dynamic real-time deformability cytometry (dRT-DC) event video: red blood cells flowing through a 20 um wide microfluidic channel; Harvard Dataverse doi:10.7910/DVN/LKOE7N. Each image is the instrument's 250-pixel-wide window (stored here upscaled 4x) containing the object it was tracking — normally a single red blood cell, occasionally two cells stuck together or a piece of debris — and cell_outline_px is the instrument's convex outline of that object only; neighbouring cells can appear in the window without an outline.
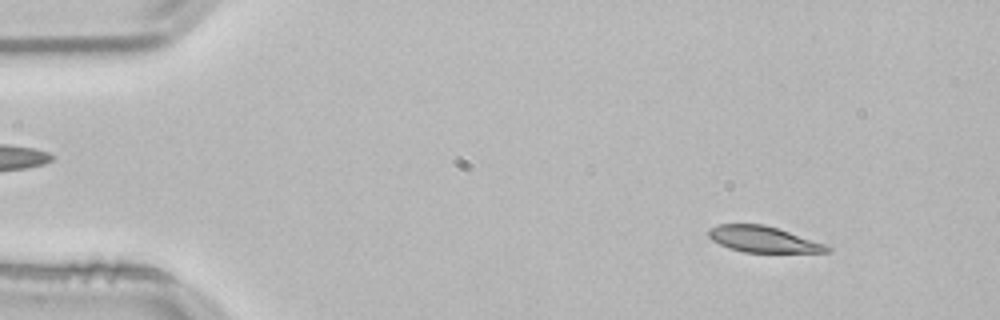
{"species": "common noctule bat (a hibernating species)", "species_latin": "Nyctalus noctula", "temperature_condition": "room temperature", "stored_images_in_passage": 49, "camera_frame_rate_fps": 3000, "um_per_image_px": 0.085, "animal": {"sex": "male", "body_mass_g": 21.5, "forearm_length_mm": 52.0}, "frame": {"image": 1, "passage_image": 2, "time_ms": 0.333, "image_size_px": [1000, 320], "cell_outline_px": [[832, 252], [744, 252], [728, 248], [712, 240], [708, 236], [708, 228], [720, 224], [764, 224], [824, 244], [832, 248]], "centroid_in_image_um": [64.82, 20.34], "position_along_channel_um": 20.2, "area_um2": 17.74}}
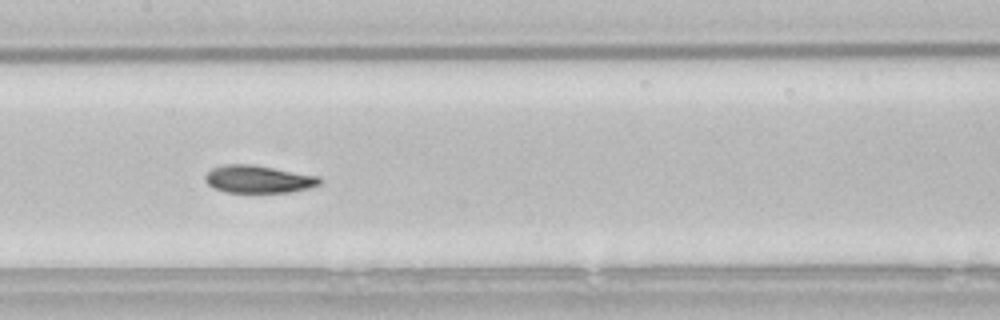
{"frame": {"image": 2, "passage_image": 22, "time_ms": 7.0, "image_size_px": [1000, 320], "cell_outline_px": [[324, 180], [320, 184], [308, 188], [288, 192], [224, 192], [208, 184], [204, 180], [204, 176], [212, 168], [224, 164], [252, 164], [320, 176]], "centroid_in_image_um": [21.97, 15.22], "position_along_channel_um": 185.4, "area_um2": 18.44}}
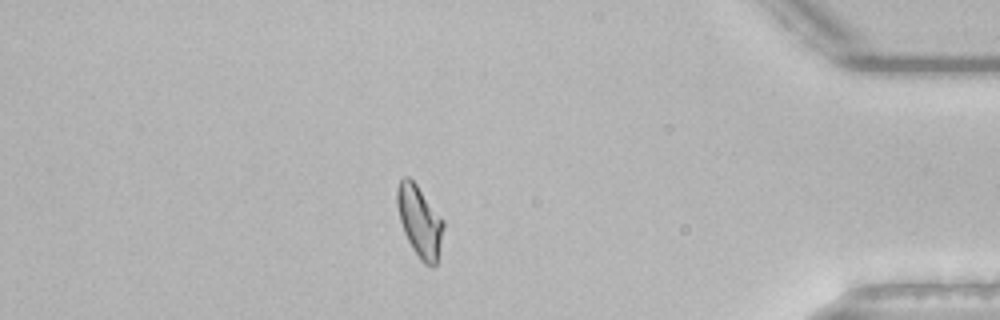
{"frame": {"image": 3, "passage_image": 42, "time_ms": 13.667, "image_size_px": [1000, 320], "cell_outline_px": [[444, 228], [436, 264], [432, 268], [424, 264], [420, 260], [412, 248], [404, 232], [400, 220], [396, 204], [396, 188], [400, 180], [404, 176], [408, 176], [416, 184], [444, 220]], "centroid_in_image_um": [35.66, 18.81], "position_along_channel_um": 399.5, "area_um2": 19.25}, "authors_computed_cell_mechanics": {"area_um2": 18.785, "velocity_mm_per_s": 3.8013, "shape_relaxation_time_tau1_ms": 4.5663, "shape_relaxation_time_tau2_ms": 2.0786, "deformation_change_tau1": 0.1309, "deformation_change_tau2": 0.0664}}